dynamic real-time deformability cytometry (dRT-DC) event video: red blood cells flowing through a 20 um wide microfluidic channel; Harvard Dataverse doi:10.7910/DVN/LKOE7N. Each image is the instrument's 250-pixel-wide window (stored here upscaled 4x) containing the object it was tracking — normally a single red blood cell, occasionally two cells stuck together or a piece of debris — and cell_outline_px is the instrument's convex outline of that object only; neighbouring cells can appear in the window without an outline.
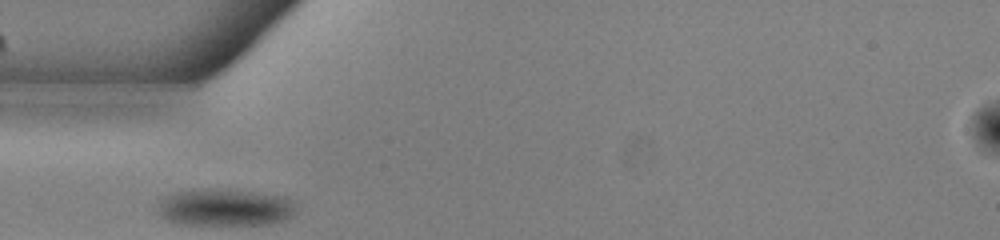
{"species": "common noctule bat (a hibernating species)", "species_latin": "Nyctalus noctula", "temperature_condition": "warm", "stored_images_in_passage": 26, "camera_frame_rate_fps": 3000, "um_per_image_px": 0.085, "animal": {"sex": "male", "body_mass_g": 13.0, "forearm_length_mm": 53.1}, "frame": {"image": 1, "passage_image": 1, "time_ms": 0.0, "image_size_px": [1000, 240], "cell_outline_px": [[296, 216], [288, 220], [272, 224], [176, 224], [160, 216], [156, 212], [156, 208], [164, 196], [172, 192], [192, 188], [252, 192], [280, 196], [292, 200], [296, 208]], "centroid_in_image_um": [19.1, 17.64], "position_along_channel_um": 65.9, "area_um2": 30.23}}
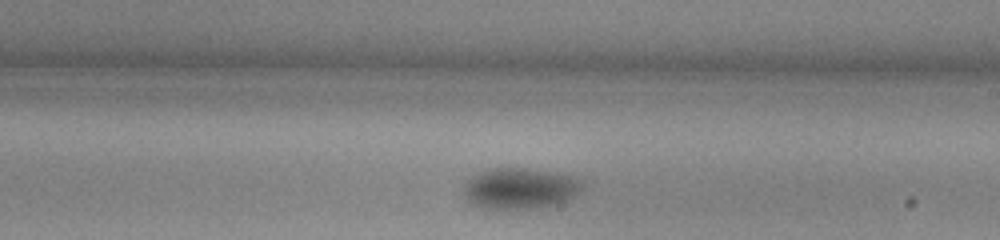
{"frame": {"image": 2, "passage_image": 15, "time_ms": 4.667, "image_size_px": [1000, 240], "cell_outline_px": [[584, 188], [576, 196], [560, 204], [528, 208], [484, 208], [472, 204], [464, 196], [464, 184], [472, 176], [480, 172], [492, 168], [524, 168], [568, 176], [584, 184]], "centroid_in_image_um": [44.18, 16.03], "position_along_channel_um": 244.8, "area_um2": 27.86}}
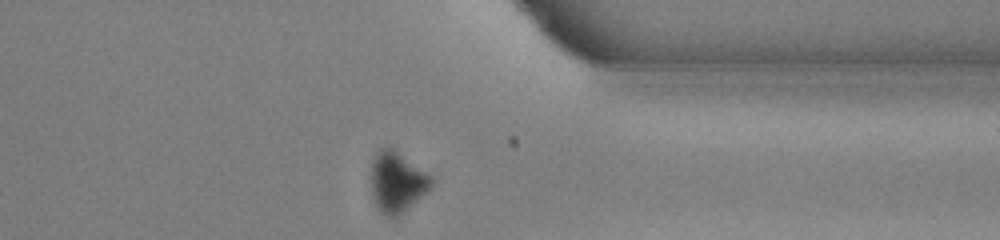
{"frame": {"image": 3, "passage_image": 26, "time_ms": 8.333, "image_size_px": [1000, 240], "cell_outline_px": [[436, 180], [432, 188], [428, 192], [400, 216], [384, 216], [376, 208], [372, 200], [372, 160], [376, 152], [380, 148], [396, 148], [428, 172]], "centroid_in_image_um": [33.8, 15.47], "position_along_channel_um": 377.6, "area_um2": 22.08}, "authors_computed_cell_mechanics": {"area_um2": 28.6399, "velocity_mm_per_s": 3.8532, "shape_relaxation_time_tau1_ms": 3.8129, "shape_relaxation_time_tau2_ms": null, "deformation_change_tau1": 0.0819, "deformation_change_tau2": null}}